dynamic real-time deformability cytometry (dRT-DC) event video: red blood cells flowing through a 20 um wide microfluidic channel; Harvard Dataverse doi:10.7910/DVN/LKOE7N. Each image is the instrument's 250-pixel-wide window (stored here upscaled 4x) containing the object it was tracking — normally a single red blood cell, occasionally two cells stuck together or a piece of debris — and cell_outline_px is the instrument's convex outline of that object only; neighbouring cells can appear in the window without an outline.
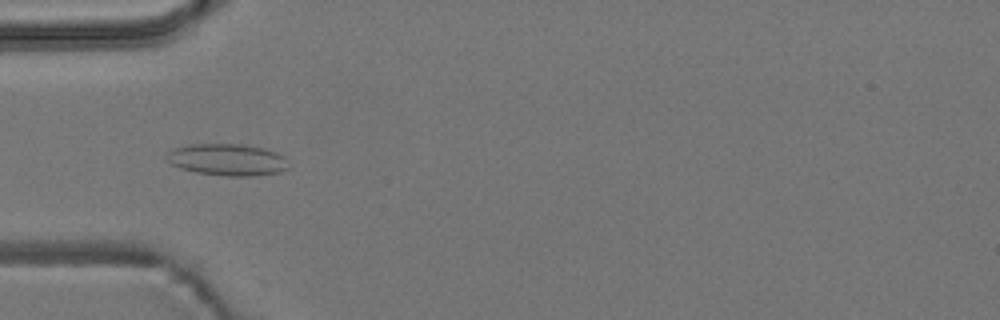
{"species": "common noctule bat (a hibernating species)", "species_latin": "Nyctalus noctula", "temperature_condition": "room temperature", "stored_images_in_passage": 6, "camera_frame_rate_fps": 3000, "um_per_image_px": 0.085, "animal": {"sex": "male", "body_mass_g": 19.2, "forearm_length_mm": 51.8}, "frame": {"image": 1, "passage_image": 4, "time_ms": 4.333, "image_size_px": [1000, 320], "cell_outline_px": [[288, 168], [280, 172], [252, 176], [228, 176], [196, 172], [180, 168], [164, 160], [164, 156], [168, 152], [176, 148], [188, 144], [244, 144], [264, 148], [276, 152], [284, 156]], "centroid_in_image_um": [19.3, 13.57], "position_along_channel_um": 65.7, "area_um2": 22.66}}
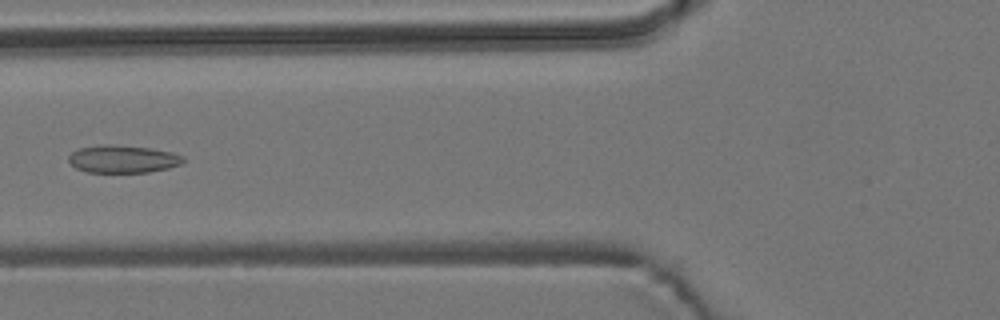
{"frame": {"image": 2, "passage_image": 5, "time_ms": 5.667, "image_size_px": [1000, 320], "cell_outline_px": [[184, 160], [180, 164], [168, 168], [148, 172], [88, 172], [76, 168], [68, 160], [68, 156], [72, 152], [80, 148], [104, 144], [116, 144], [152, 148], [172, 152], [184, 156]], "centroid_in_image_um": [10.45, 13.5], "position_along_channel_um": 115.3, "area_um2": 18.5}}
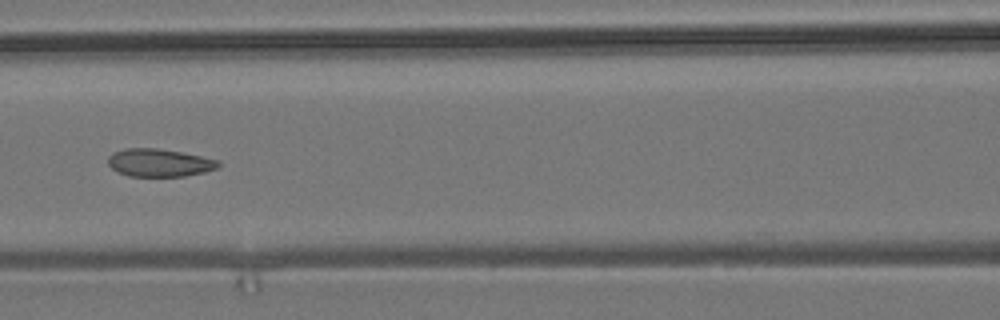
{"frame": {"image": 3, "passage_image": 6, "time_ms": 6.667, "image_size_px": [1000, 320], "cell_outline_px": [[220, 164], [216, 168], [204, 172], [184, 176], [128, 176], [112, 168], [108, 164], [108, 156], [112, 152], [124, 148], [156, 148], [180, 152], [220, 160]], "centroid_in_image_um": [13.52, 13.82], "position_along_channel_um": 153.1, "area_um2": 17.8}}